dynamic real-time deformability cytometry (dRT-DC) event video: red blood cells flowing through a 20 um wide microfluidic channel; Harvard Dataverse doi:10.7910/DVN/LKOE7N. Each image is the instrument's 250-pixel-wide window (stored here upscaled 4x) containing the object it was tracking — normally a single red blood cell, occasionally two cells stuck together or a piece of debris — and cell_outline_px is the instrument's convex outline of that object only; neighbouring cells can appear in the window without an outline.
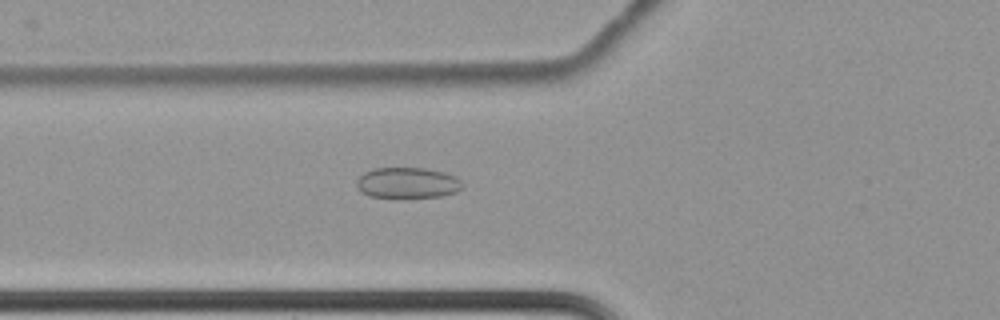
{"species": "common noctule bat (a hibernating species)", "species_latin": "Nyctalus noctula", "temperature_condition": "cold", "stored_images_in_passage": 2, "camera_frame_rate_fps": 3000, "um_per_image_px": 0.085, "animal": {"sex": "female", "body_mass_g": 22.7, "forearm_length_mm": 54.2}, "frame": {"image": 1, "passage_image": 2, "time_ms": 0.333, "image_size_px": [1000, 320], "cell_outline_px": [[464, 188], [456, 192], [440, 196], [372, 196], [360, 192], [356, 188], [356, 180], [364, 172], [376, 168], [424, 168], [444, 172], [456, 176], [464, 184]], "centroid_in_image_um": [34.65, 15.52], "position_along_channel_um": 91.1, "area_um2": 18.79}}